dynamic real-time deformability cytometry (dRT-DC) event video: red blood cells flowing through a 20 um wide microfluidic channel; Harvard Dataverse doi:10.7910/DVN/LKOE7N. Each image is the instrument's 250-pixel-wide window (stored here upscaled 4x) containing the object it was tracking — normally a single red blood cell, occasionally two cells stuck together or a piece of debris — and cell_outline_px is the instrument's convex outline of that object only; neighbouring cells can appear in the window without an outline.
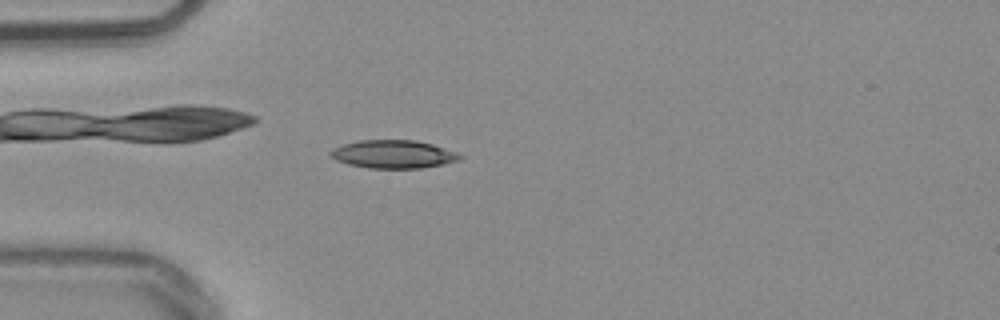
{"species": "common noctule bat (a hibernating species)", "species_latin": "Nyctalus noctula", "temperature_condition": "warm", "stored_images_in_passage": 54, "camera_frame_rate_fps": 3000, "um_per_image_px": 0.085, "animal": {"sex": "male", "body_mass_g": 20.4}, "frame": {"image": 1, "passage_image": 16, "time_ms": 5.0, "image_size_px": [1000, 320], "cell_outline_px": [[464, 156], [460, 160], [444, 164], [420, 168], [368, 168], [348, 164], [336, 160], [328, 152], [332, 148], [344, 144], [360, 140], [416, 140], [432, 144], [456, 152]], "centroid_in_image_um": [33.44, 13.11], "position_along_channel_um": 51.6, "area_um2": 21.21}}
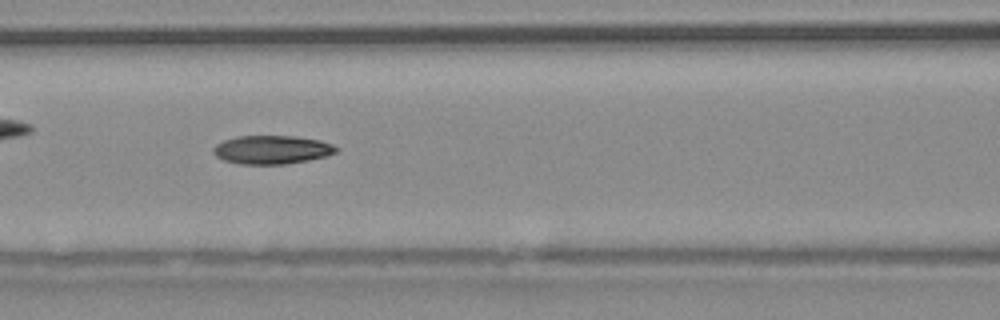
{"frame": {"image": 2, "passage_image": 24, "time_ms": 7.667, "image_size_px": [1000, 320], "cell_outline_px": [[340, 148], [336, 152], [324, 156], [308, 160], [284, 164], [240, 164], [224, 160], [216, 156], [212, 152], [212, 148], [216, 144], [224, 140], [236, 136], [296, 136], [320, 140], [332, 144]], "centroid_in_image_um": [23.09, 12.72], "position_along_channel_um": 143.5, "area_um2": 20.46}}
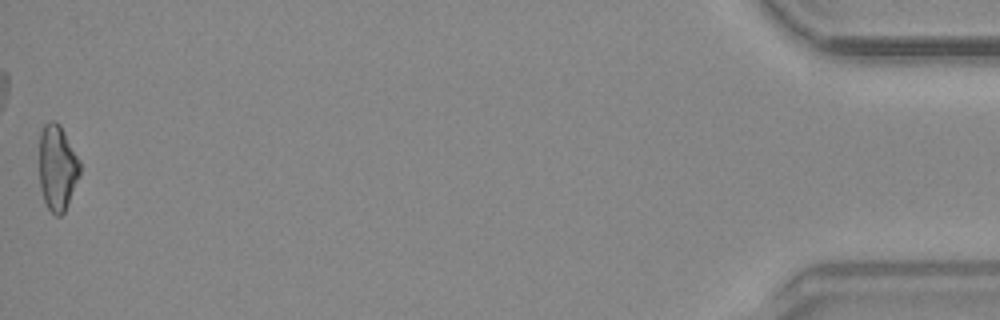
{"frame": {"image": 3, "passage_image": 54, "time_ms": 17.667, "image_size_px": [1000, 320], "cell_outline_px": [[80, 176], [68, 204], [64, 212], [60, 216], [56, 216], [48, 208], [44, 200], [40, 188], [40, 132], [44, 124], [48, 120], [56, 120], [60, 124], [80, 160]], "centroid_in_image_um": [4.88, 14.23], "position_along_channel_um": 430.3, "area_um2": 20.46}, "authors_computed_cell_mechanics": {"area_um2": 20.4612, "velocity_mm_per_s": 3.8223, "shape_relaxation_time_tau1_ms": 6.9799, "shape_relaxation_time_tau2_ms": 9.9087, "deformation_change_tau1": 0.1662, "deformation_change_tau2": 0.191}}